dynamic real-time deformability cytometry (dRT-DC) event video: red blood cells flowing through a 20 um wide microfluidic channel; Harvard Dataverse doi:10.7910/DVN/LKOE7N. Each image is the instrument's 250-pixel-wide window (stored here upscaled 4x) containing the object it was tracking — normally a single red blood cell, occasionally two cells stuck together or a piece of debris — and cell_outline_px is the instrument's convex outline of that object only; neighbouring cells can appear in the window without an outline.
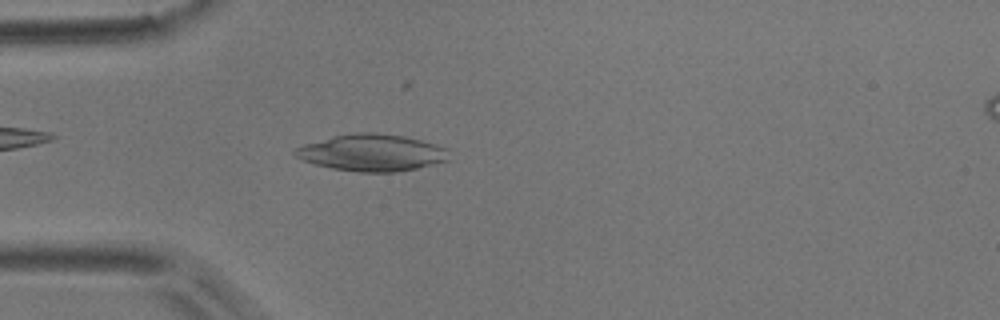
{"species": "common noctule bat (a hibernating species)", "species_latin": "Nyctalus noctula", "temperature_condition": "room temperature", "stored_images_in_passage": 5, "camera_frame_rate_fps": 3000, "um_per_image_px": 0.085, "animal": {"sex": "male", "body_mass_g": 17.9}, "frame": {"image": 1, "passage_image": 5, "time_ms": 5.667, "image_size_px": [1000, 320], "cell_outline_px": [[448, 160], [416, 168], [396, 172], [360, 172], [332, 168], [316, 164], [304, 160], [296, 156], [292, 152], [296, 148], [304, 144], [332, 136], [352, 132], [376, 132], [404, 136], [436, 144], [448, 148]], "centroid_in_image_um": [31.61, 12.96], "position_along_channel_um": 53.4, "area_um2": 32.95}}